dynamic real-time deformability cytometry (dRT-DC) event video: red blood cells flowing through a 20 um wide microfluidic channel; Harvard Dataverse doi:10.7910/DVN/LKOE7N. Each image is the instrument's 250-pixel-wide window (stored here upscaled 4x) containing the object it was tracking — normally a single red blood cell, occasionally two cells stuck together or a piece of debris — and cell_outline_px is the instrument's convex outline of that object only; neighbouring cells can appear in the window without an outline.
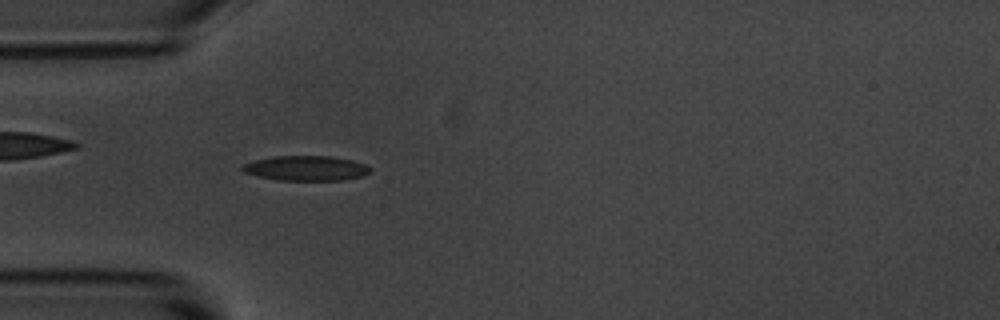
{"species": "common noctule bat (a hibernating species)", "species_latin": "Nyctalus noctula", "temperature_condition": "room temperature", "stored_images_in_passage": 3, "camera_frame_rate_fps": 3000, "um_per_image_px": 0.085, "animal": {"sex": "male", "body_mass_g": 20.1, "forearm_length_mm": 53.5}, "frame": {"image": 1, "passage_image": 3, "time_ms": 3.0, "image_size_px": [1000, 320], "cell_outline_px": [[372, 168], [364, 176], [340, 180], [280, 180], [260, 176], [244, 172], [240, 168], [244, 164], [256, 160], [272, 156], [332, 156], [352, 160], [364, 164]], "centroid_in_image_um": [26.03, 14.29], "position_along_channel_um": 59.0, "area_um2": 18.38}}